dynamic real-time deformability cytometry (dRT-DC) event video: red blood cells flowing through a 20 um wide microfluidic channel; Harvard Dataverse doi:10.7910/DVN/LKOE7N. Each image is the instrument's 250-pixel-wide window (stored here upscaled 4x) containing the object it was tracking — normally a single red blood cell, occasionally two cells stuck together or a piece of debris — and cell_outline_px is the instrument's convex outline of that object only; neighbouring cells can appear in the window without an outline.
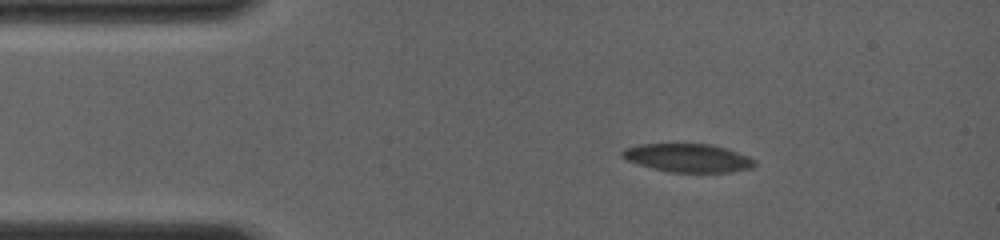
{"species": "common noctule bat (a hibernating species)", "species_latin": "Nyctalus noctula", "temperature_condition": "room temperature", "stored_images_in_passage": 9, "camera_frame_rate_fps": 4000, "um_per_image_px": 0.085, "animal": {"sex": "female", "body_mass_g": 19.0, "forearm_length_mm": 56.7}, "frame": {"image": 1, "passage_image": 4, "time_ms": 2.0, "image_size_px": [1000, 240], "cell_outline_px": [[756, 164], [752, 168], [732, 172], [668, 172], [652, 168], [628, 160], [620, 156], [620, 152], [624, 148], [640, 144], [712, 144], [748, 156], [756, 160]], "centroid_in_image_um": [58.47, 13.42], "position_along_channel_um": 26.5, "area_um2": 21.85}}
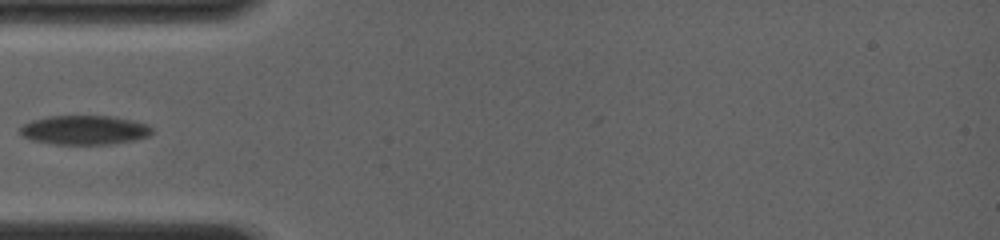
{"frame": {"image": 2, "passage_image": 8, "time_ms": 4.75, "image_size_px": [1000, 240], "cell_outline_px": [[152, 132], [148, 136], [136, 140], [108, 144], [56, 144], [32, 140], [20, 136], [20, 128], [24, 124], [32, 120], [48, 116], [112, 116], [132, 120], [148, 124], [152, 128]], "centroid_in_image_um": [7.18, 11.05], "position_along_channel_um": 77.8, "area_um2": 22.48}}